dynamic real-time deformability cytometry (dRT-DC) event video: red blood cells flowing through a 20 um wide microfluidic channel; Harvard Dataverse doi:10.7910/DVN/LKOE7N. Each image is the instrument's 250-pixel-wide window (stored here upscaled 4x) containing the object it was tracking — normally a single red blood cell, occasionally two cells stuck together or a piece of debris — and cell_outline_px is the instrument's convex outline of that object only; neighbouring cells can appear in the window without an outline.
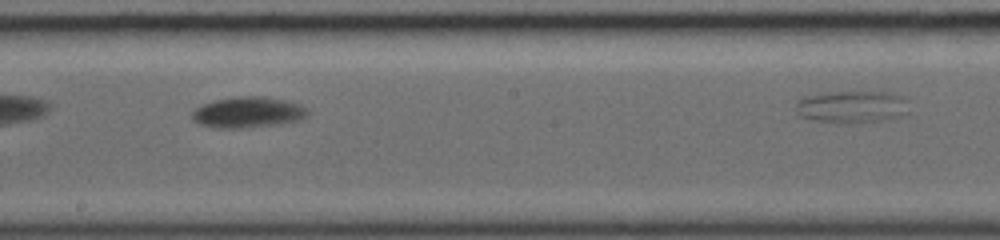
{"species": "common noctule bat (a hibernating species)", "species_latin": "Nyctalus noctula", "temperature_condition": "warm", "stored_images_in_passage": 41, "camera_frame_rate_fps": 5000, "um_per_image_px": 0.085, "animal": {"sex": "female", "body_mass_g": 19.0, "forearm_length_mm": 56.7}, "frame": {"image": 1, "passage_image": 19, "time_ms": 4.2, "image_size_px": [1000, 240], "cell_outline_px": [[308, 116], [300, 120], [272, 124], [240, 128], [216, 128], [200, 124], [192, 120], [192, 112], [196, 108], [204, 104], [216, 100], [240, 96], [264, 96], [284, 100], [300, 104], [308, 112]], "centroid_in_image_um": [21.06, 9.54], "position_along_channel_um": 227.1, "area_um2": 20.46}}